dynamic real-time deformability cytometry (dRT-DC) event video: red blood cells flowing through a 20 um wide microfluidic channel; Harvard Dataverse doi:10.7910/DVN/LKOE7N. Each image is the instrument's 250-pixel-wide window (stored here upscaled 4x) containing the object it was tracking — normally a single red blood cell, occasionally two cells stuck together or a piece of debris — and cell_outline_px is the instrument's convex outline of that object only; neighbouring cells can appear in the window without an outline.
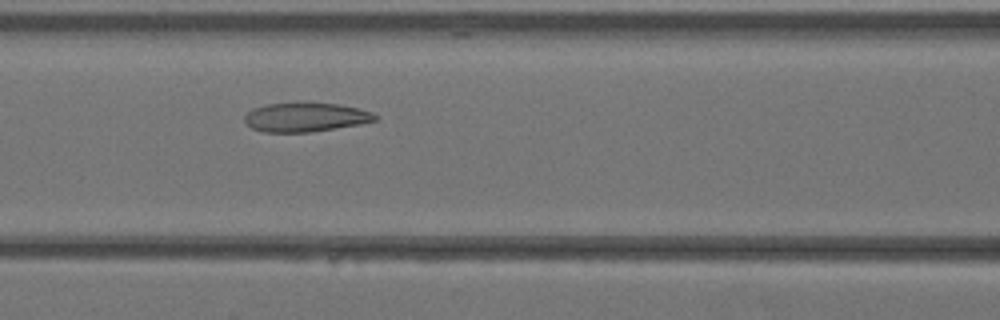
{"species": "Egyptian fruit bat (a non-hibernating species)", "species_latin": "Rousettus aegyptiacus", "temperature_condition": "warm", "stored_images_in_passage": 36, "camera_frame_rate_fps": 3000, "um_per_image_px": 0.085, "animal": {"sex": "female"}, "frame": {"image": 1, "passage_image": 13, "time_ms": 4.0, "image_size_px": [1000, 320], "cell_outline_px": [[376, 120], [360, 124], [312, 132], [264, 132], [252, 128], [244, 120], [244, 116], [252, 108], [264, 104], [336, 104], [360, 108], [372, 112], [376, 116]], "centroid_in_image_um": [25.96, 9.98], "position_along_channel_um": 140.6, "area_um2": 21.73}}
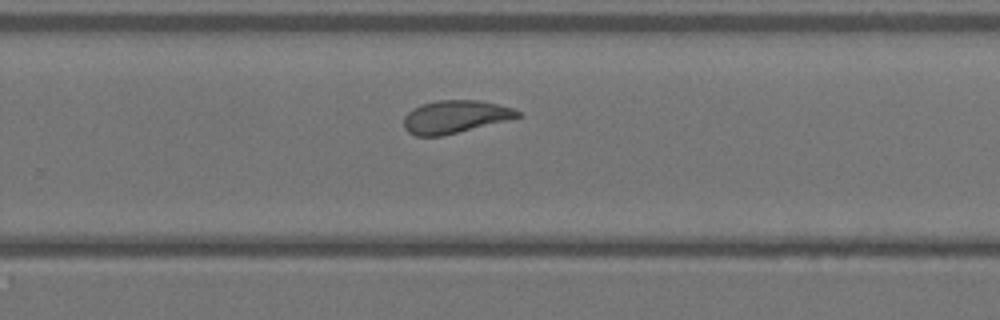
{"frame": {"image": 2, "passage_image": 22, "time_ms": 7.0, "image_size_px": [1000, 320], "cell_outline_px": [[520, 116], [508, 120], [444, 136], [416, 136], [408, 132], [404, 128], [404, 116], [412, 108], [436, 100], [480, 100], [512, 108], [520, 112]], "centroid_in_image_um": [38.65, 9.93], "position_along_channel_um": 291.1, "area_um2": 21.73}}
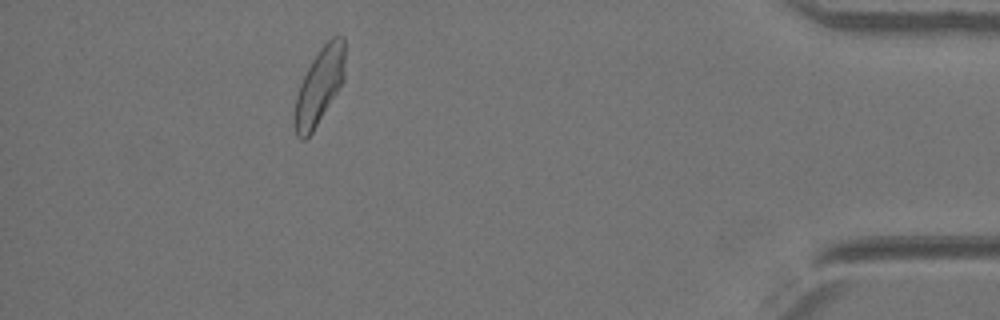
{"frame": {"image": 3, "passage_image": 32, "time_ms": 10.333, "image_size_px": [1000, 320], "cell_outline_px": [[344, 80], [312, 132], [304, 140], [300, 140], [296, 136], [292, 124], [292, 116], [296, 96], [300, 84], [312, 60], [320, 48], [332, 36], [344, 36]], "centroid_in_image_um": [27.1, 7.36], "position_along_channel_um": 408.1, "area_um2": 22.37}}